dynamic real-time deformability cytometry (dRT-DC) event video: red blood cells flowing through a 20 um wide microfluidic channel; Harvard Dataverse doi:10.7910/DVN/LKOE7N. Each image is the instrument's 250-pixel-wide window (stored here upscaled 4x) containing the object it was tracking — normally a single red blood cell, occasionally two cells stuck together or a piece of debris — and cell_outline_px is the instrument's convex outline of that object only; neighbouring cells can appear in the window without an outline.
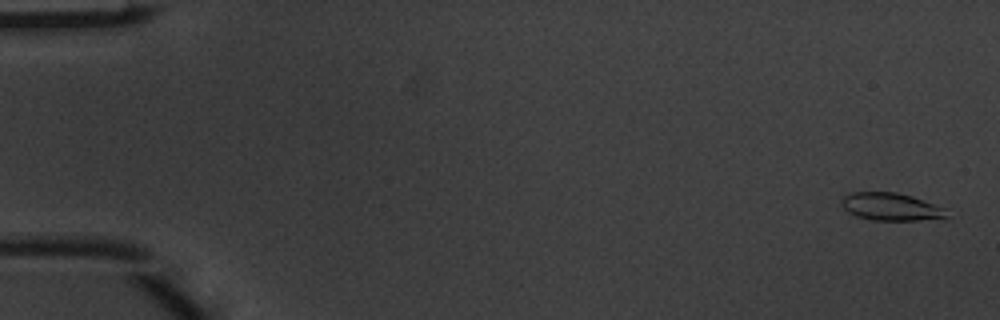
{"species": "common noctule bat (a hibernating species)", "species_latin": "Nyctalus noctula", "temperature_condition": "warm", "stored_images_in_passage": 5, "camera_frame_rate_fps": 3000, "um_per_image_px": 0.085, "animal": {"sex": "male", "body_mass_g": 20.1, "forearm_length_mm": 53.5}, "frame": {"image": 1, "passage_image": 1, "time_ms": 0.0, "image_size_px": [1000, 320], "cell_outline_px": [[948, 216], [944, 220], [872, 220], [856, 216], [848, 212], [840, 204], [840, 196], [852, 192], [896, 192], [912, 196], [944, 208]], "centroid_in_image_um": [75.71, 17.58], "position_along_channel_um": 9.3, "area_um2": 17.22}}